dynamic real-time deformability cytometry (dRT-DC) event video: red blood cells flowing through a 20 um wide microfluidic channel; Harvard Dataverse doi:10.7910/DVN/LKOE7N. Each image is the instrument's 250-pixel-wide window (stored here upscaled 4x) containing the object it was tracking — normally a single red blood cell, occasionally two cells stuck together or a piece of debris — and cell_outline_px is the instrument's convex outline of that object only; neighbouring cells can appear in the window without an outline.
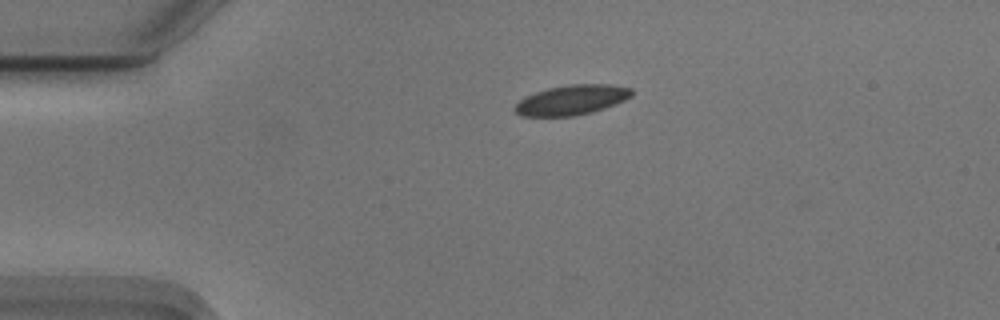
{"species": "Egyptian fruit bat (a non-hibernating species)", "species_latin": "Rousettus aegyptiacus", "temperature_condition": "cold", "stored_images_in_passage": 5, "camera_frame_rate_fps": 3000, "um_per_image_px": 0.085, "animal": {"sex": "male"}, "frame": {"image": 1, "passage_image": 1, "time_ms": 0.0, "image_size_px": [1000, 320], "cell_outline_px": [[632, 96], [624, 100], [604, 108], [592, 112], [572, 116], [520, 116], [512, 108], [524, 96], [548, 88], [568, 84], [608, 84], [632, 88]], "centroid_in_image_um": [48.57, 8.49], "position_along_channel_um": 36.4, "area_um2": 20.35}}